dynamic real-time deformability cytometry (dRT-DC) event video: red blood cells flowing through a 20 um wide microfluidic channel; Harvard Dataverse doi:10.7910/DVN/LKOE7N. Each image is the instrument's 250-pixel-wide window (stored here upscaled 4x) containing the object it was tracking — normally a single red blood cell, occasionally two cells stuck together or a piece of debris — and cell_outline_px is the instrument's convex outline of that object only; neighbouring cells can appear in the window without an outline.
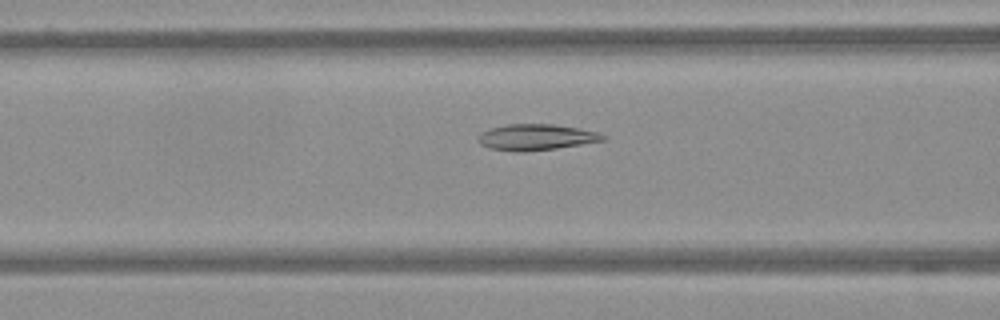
{"species": "Egyptian fruit bat (a non-hibernating species)", "species_latin": "Rousettus aegyptiacus", "temperature_condition": "warm", "stored_images_in_passage": 54, "camera_frame_rate_fps": 3000, "um_per_image_px": 0.085, "frame": {"image": 1, "passage_image": 20, "time_ms": 6.333, "image_size_px": [1000, 320], "cell_outline_px": [[608, 136], [604, 140], [556, 148], [524, 152], [516, 152], [488, 148], [480, 144], [476, 140], [476, 136], [480, 132], [488, 128], [508, 124], [552, 124], [576, 128], [596, 132]], "centroid_in_image_um": [45.47, 11.66], "position_along_channel_um": 121.1, "area_um2": 19.02}}
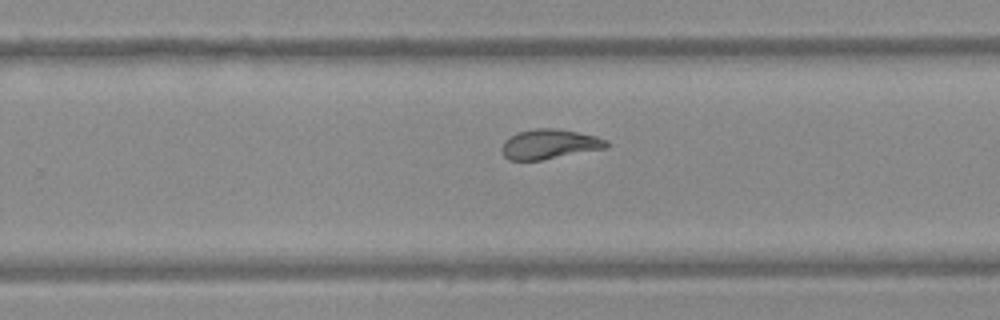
{"frame": {"image": 2, "passage_image": 34, "time_ms": 11.0, "image_size_px": [1000, 320], "cell_outline_px": [[608, 148], [540, 160], [508, 160], [504, 156], [500, 148], [504, 140], [516, 132], [536, 128], [556, 128], [596, 136], [608, 140]], "centroid_in_image_um": [46.68, 12.25], "position_along_channel_um": 283.1, "area_um2": 18.26}}
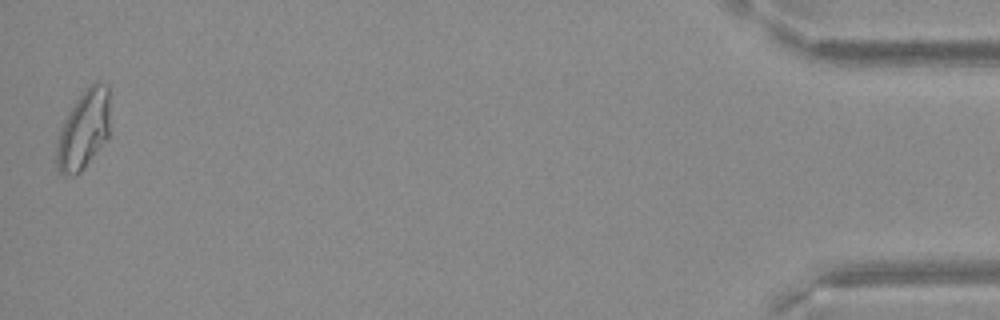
{"frame": {"image": 3, "passage_image": 54, "time_ms": 17.667, "image_size_px": [1000, 320], "cell_outline_px": [[108, 136], [84, 168], [76, 176], [72, 176], [60, 172], [56, 168], [56, 144], [60, 128], [68, 112], [76, 100], [92, 84], [108, 84]], "centroid_in_image_um": [7.06, 11.08], "position_along_channel_um": 428.1, "area_um2": 24.04}}